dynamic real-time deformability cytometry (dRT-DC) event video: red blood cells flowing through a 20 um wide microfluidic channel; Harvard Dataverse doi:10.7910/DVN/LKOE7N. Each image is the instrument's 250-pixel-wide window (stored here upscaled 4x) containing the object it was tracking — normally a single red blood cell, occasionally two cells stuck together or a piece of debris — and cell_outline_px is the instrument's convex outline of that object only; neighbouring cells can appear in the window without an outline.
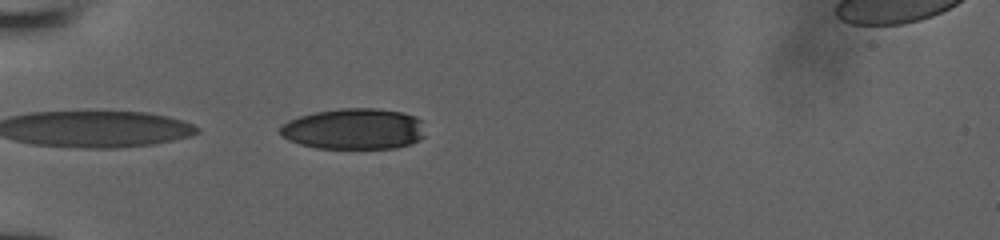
{"species": "human", "species_latin": "Homo sapiens", "temperature_condition": "room temperature", "stored_images_in_passage": 35, "camera_frame_rate_fps": 3000, "um_per_image_px": 0.085, "donor": {"sex": "male"}, "frame": {"image": 1, "passage_image": 1, "time_ms": 0.0, "image_size_px": [1000, 240], "cell_outline_px": [[424, 136], [408, 144], [396, 148], [316, 148], [300, 144], [288, 140], [280, 132], [280, 128], [288, 120], [300, 116], [316, 112], [340, 108], [376, 108], [400, 112], [416, 116], [420, 120]], "centroid_in_image_um": [30.07, 10.95], "position_along_channel_um": 54.9, "area_um2": 34.33}}
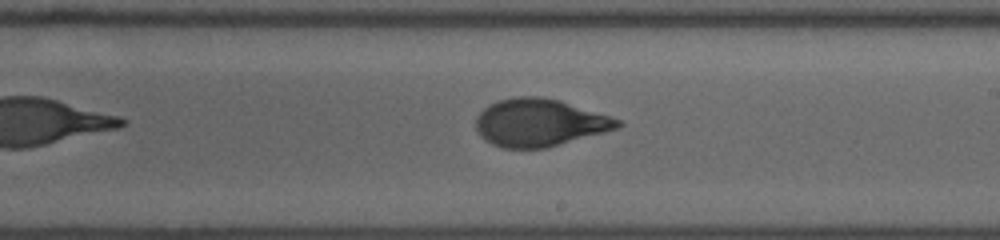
{"frame": {"image": 2, "passage_image": 16, "time_ms": 5.0, "image_size_px": [1000, 240], "cell_outline_px": [[624, 124], [616, 128], [604, 132], [544, 148], [500, 148], [484, 140], [480, 136], [476, 128], [476, 116], [484, 108], [500, 100], [512, 96], [540, 96], [560, 100], [620, 120]], "centroid_in_image_um": [45.8, 10.42], "position_along_channel_um": 243.2, "area_um2": 38.96}}
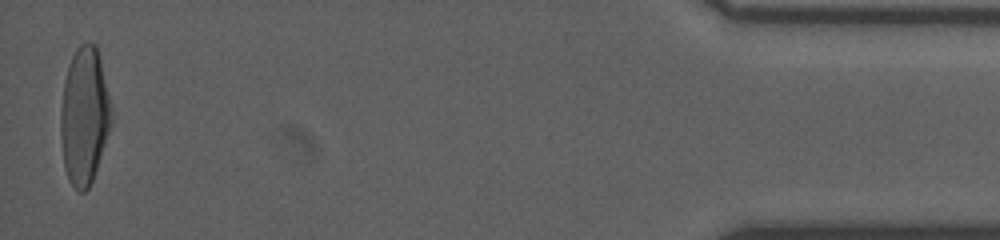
{"frame": {"image": 3, "passage_image": 35, "time_ms": 11.333, "image_size_px": [1000, 240], "cell_outline_px": [[112, 124], [92, 180], [88, 188], [84, 192], [80, 192], [68, 180], [64, 168], [60, 136], [60, 112], [64, 84], [68, 64], [76, 48], [80, 44], [88, 40], [96, 44], [112, 108]], "centroid_in_image_um": [7.16, 9.83], "position_along_channel_um": 428.0, "area_um2": 40.69}}